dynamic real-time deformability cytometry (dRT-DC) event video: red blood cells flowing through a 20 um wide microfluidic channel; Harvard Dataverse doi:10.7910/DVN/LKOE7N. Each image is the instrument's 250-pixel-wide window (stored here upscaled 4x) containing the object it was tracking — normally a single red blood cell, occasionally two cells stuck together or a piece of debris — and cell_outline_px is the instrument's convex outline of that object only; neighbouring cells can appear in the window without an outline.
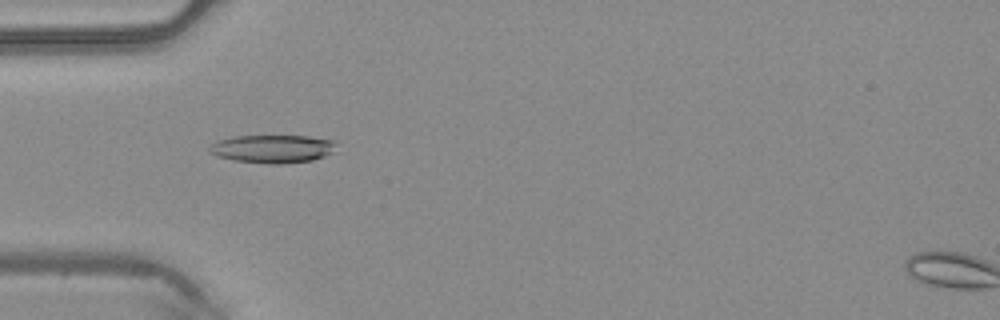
{"species": "common noctule bat (a hibernating species)", "species_latin": "Nyctalus noctula", "temperature_condition": "warm", "stored_images_in_passage": 47, "camera_frame_rate_fps": 3000, "um_per_image_px": 0.085, "animal": {"sex": "male", "body_mass_g": 20.4}, "frame": {"image": 1, "passage_image": 15, "time_ms": 4.667, "image_size_px": [1000, 320], "cell_outline_px": [[336, 144], [332, 152], [324, 156], [312, 160], [280, 164], [268, 164], [232, 160], [216, 156], [208, 152], [208, 148], [212, 144], [220, 140], [232, 136], [308, 136], [332, 140]], "centroid_in_image_um": [23.13, 12.65], "position_along_channel_um": 61.9, "area_um2": 20.75}}
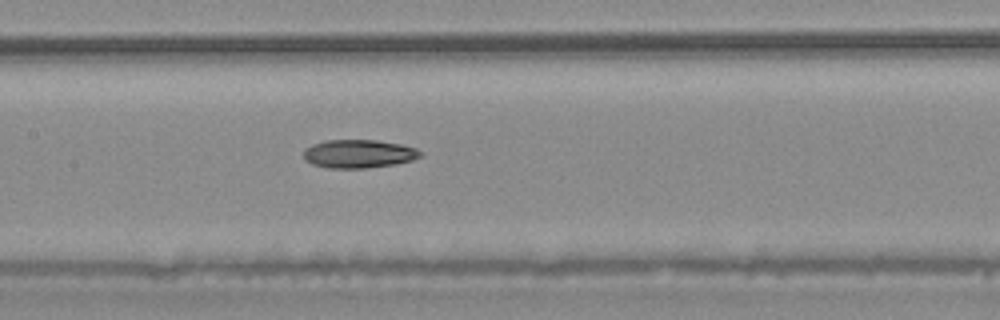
{"frame": {"image": 2, "passage_image": 23, "time_ms": 7.333, "image_size_px": [1000, 320], "cell_outline_px": [[424, 156], [412, 160], [396, 164], [364, 168], [328, 168], [312, 164], [304, 160], [304, 148], [312, 144], [328, 140], [376, 140], [400, 144], [416, 148], [424, 152]], "centroid_in_image_um": [30.51, 13.07], "position_along_channel_um": 176.9, "area_um2": 19.48}}
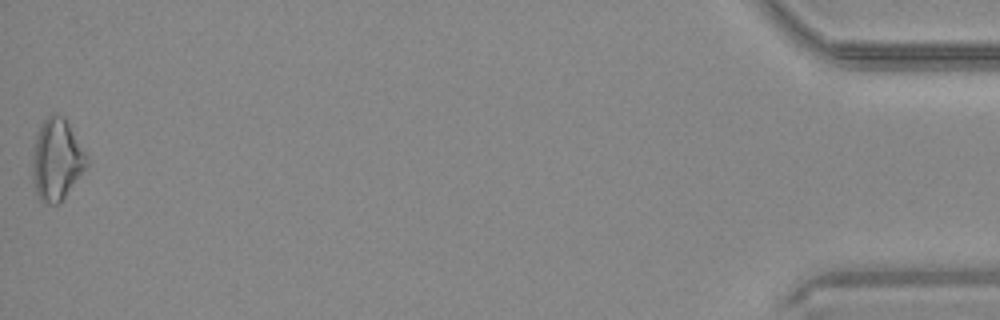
{"frame": {"image": 3, "passage_image": 47, "time_ms": 15.333, "image_size_px": [1000, 320], "cell_outline_px": [[88, 164], [60, 204], [48, 204], [40, 200], [36, 192], [32, 176], [32, 160], [36, 132], [40, 124], [52, 112], [64, 116], [88, 160]], "centroid_in_image_um": [4.78, 13.57], "position_along_channel_um": 430.4, "area_um2": 25.61}}